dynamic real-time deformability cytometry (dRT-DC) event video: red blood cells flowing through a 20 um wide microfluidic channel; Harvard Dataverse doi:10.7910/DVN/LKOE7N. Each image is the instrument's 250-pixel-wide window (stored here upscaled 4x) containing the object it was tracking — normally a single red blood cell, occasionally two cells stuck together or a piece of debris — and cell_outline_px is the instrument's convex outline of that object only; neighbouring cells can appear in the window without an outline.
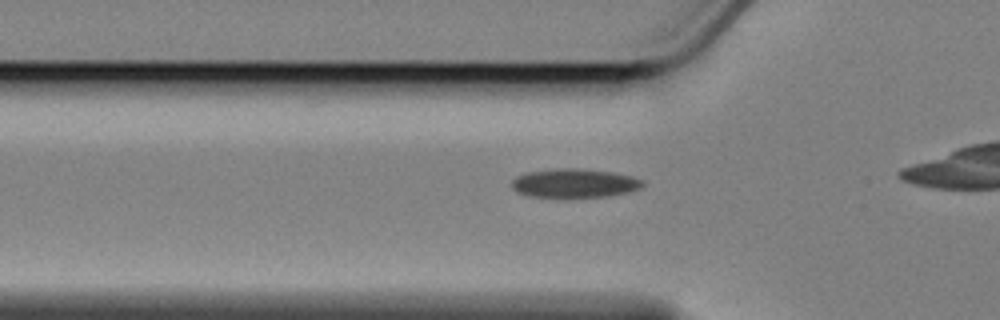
{"species": "Egyptian fruit bat (a non-hibernating species)", "species_latin": "Rousettus aegyptiacus", "temperature_condition": "cold", "stored_images_in_passage": 40, "camera_frame_rate_fps": 3000, "um_per_image_px": 0.085, "animal": {"sex": "female"}, "frame": {"image": 1, "passage_image": 12, "time_ms": 3.667, "image_size_px": [1000, 320], "cell_outline_px": [[644, 184], [640, 188], [628, 192], [608, 196], [568, 200], [528, 196], [516, 192], [512, 188], [512, 180], [516, 176], [528, 172], [560, 168], [576, 168], [612, 172], [632, 176], [644, 180]], "centroid_in_image_um": [48.8, 15.62], "position_along_channel_um": 77.0, "area_um2": 22.89}}
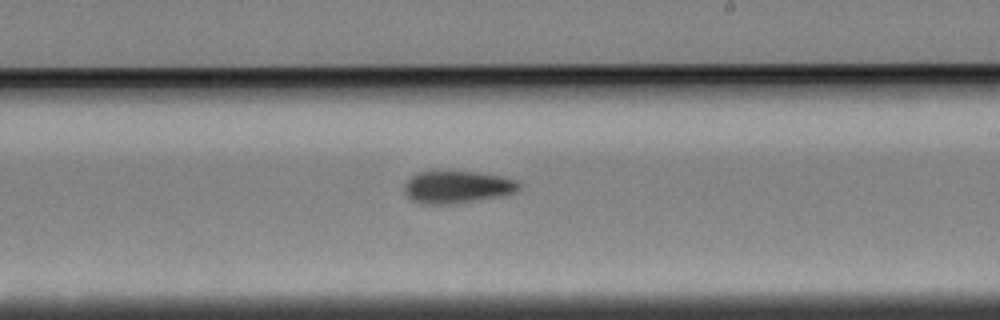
{"frame": {"image": 2, "passage_image": 27, "time_ms": 8.667, "image_size_px": [1000, 320], "cell_outline_px": [[520, 188], [516, 192], [504, 196], [456, 204], [420, 204], [412, 200], [404, 192], [404, 184], [412, 176], [420, 172], [476, 172], [500, 176], [516, 180], [520, 184]], "centroid_in_image_um": [38.88, 15.92], "position_along_channel_um": 250.1, "area_um2": 21.68}}
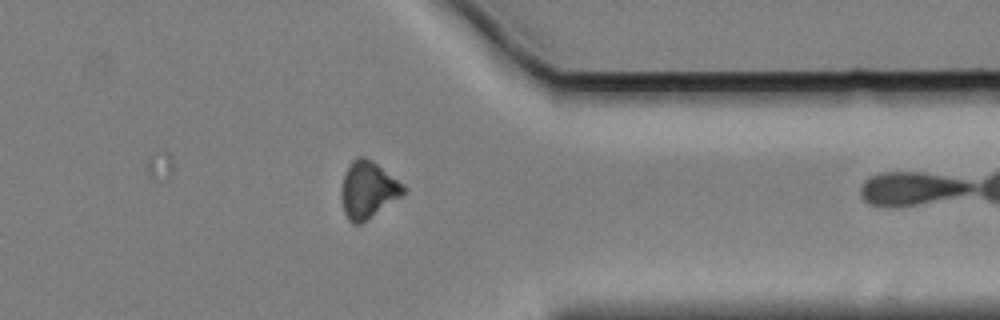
{"frame": {"image": 3, "passage_image": 39, "time_ms": 12.667, "image_size_px": [1000, 320], "cell_outline_px": [[408, 188], [400, 196], [360, 224], [352, 224], [348, 220], [344, 212], [340, 196], [340, 192], [344, 172], [352, 160], [360, 156], [364, 156], [372, 160], [404, 184]], "centroid_in_image_um": [31.24, 16.11], "position_along_channel_um": 380.2, "area_um2": 20.52}}